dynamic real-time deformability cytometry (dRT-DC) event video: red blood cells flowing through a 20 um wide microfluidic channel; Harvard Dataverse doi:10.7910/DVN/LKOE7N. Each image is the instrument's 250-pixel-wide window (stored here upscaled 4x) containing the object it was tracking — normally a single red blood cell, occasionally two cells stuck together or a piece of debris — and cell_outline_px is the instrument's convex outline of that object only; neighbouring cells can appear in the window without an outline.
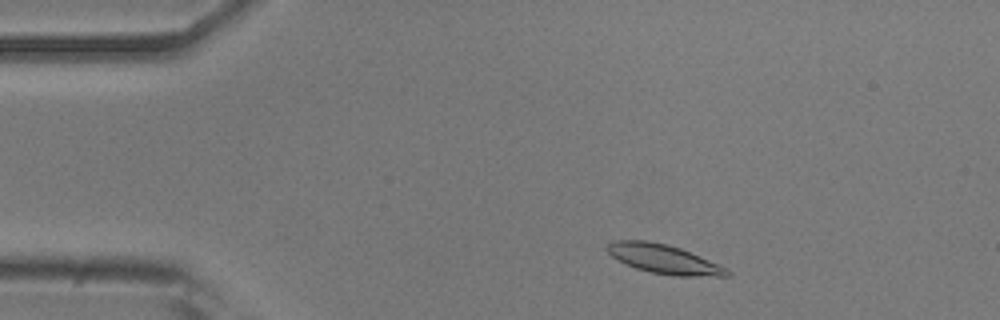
{"species": "common noctule bat (a hibernating species)", "species_latin": "Nyctalus noctula", "temperature_condition": "room temperature", "stored_images_in_passage": 45, "camera_frame_rate_fps": 3000, "um_per_image_px": 0.085, "animal": {"sex": "male", "body_mass_g": 20.5, "forearm_length_mm": 52.5}, "frame": {"image": 1, "passage_image": 1, "time_ms": 0.0, "image_size_px": [1000, 320], "cell_outline_px": [[732, 276], [676, 276], [652, 272], [636, 268], [616, 260], [608, 252], [608, 244], [616, 240], [648, 240], [680, 248], [720, 264], [728, 268], [732, 272]], "centroid_in_image_um": [56.48, 22.03], "position_along_channel_um": 28.5, "area_um2": 20.29}}
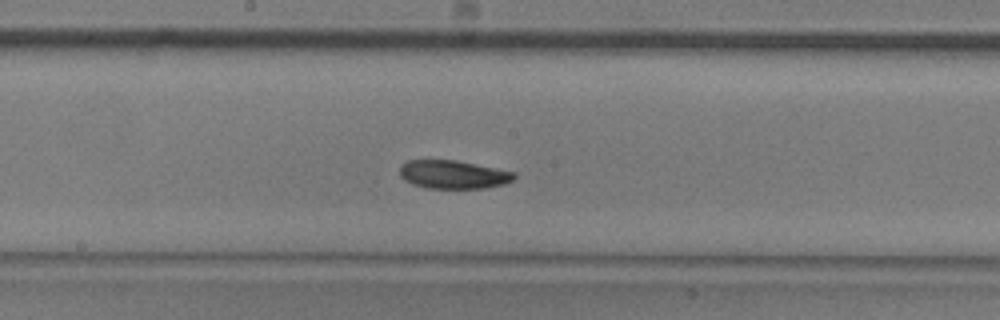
{"frame": {"image": 2, "passage_image": 20, "time_ms": 6.333, "image_size_px": [1000, 320], "cell_outline_px": [[516, 176], [512, 180], [504, 184], [484, 188], [424, 188], [412, 184], [404, 180], [400, 176], [400, 164], [408, 160], [456, 160], [516, 172]], "centroid_in_image_um": [38.5, 14.83], "position_along_channel_um": 209.7, "area_um2": 19.02}}
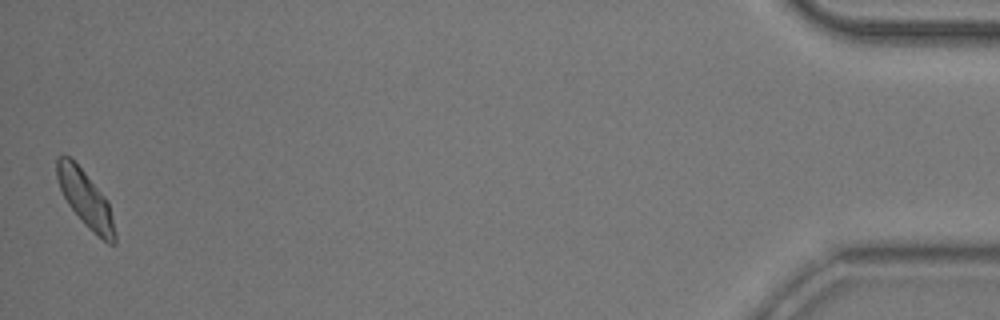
{"frame": {"image": 3, "passage_image": 45, "time_ms": 14.667, "image_size_px": [1000, 320], "cell_outline_px": [[116, 244], [108, 244], [92, 232], [84, 224], [68, 204], [60, 188], [56, 176], [56, 160], [60, 156], [68, 156], [84, 172], [108, 200], [116, 236]], "centroid_in_image_um": [7.28, 16.95], "position_along_channel_um": 427.9, "area_um2": 18.73}, "authors_computed_cell_mechanics": {"area_um2": 19.3052, "velocity_mm_per_s": 3.7422, "shape_relaxation_time_tau1_ms": 2.5099, "shape_relaxation_time_tau2_ms": 8.505, "deformation_change_tau1": 0.1142, "deformation_change_tau2": 0.1422}}